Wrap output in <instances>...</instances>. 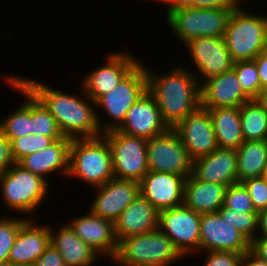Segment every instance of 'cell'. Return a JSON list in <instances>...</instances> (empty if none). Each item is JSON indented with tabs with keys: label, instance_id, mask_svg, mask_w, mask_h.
<instances>
[{
	"label": "cell",
	"instance_id": "1",
	"mask_svg": "<svg viewBox=\"0 0 267 266\" xmlns=\"http://www.w3.org/2000/svg\"><path fill=\"white\" fill-rule=\"evenodd\" d=\"M12 75L52 114L64 137L83 139L102 136L97 109L93 107L96 103L83 88L80 98L59 89L55 90V87L53 89L44 82Z\"/></svg>",
	"mask_w": 267,
	"mask_h": 266
},
{
	"label": "cell",
	"instance_id": "2",
	"mask_svg": "<svg viewBox=\"0 0 267 266\" xmlns=\"http://www.w3.org/2000/svg\"><path fill=\"white\" fill-rule=\"evenodd\" d=\"M150 70L146 67L148 91L156 99L163 121L174 128L201 106L200 83L181 63L164 74Z\"/></svg>",
	"mask_w": 267,
	"mask_h": 266
},
{
	"label": "cell",
	"instance_id": "3",
	"mask_svg": "<svg viewBox=\"0 0 267 266\" xmlns=\"http://www.w3.org/2000/svg\"><path fill=\"white\" fill-rule=\"evenodd\" d=\"M67 178H77L93 189L114 177L111 150L103 136L72 139Z\"/></svg>",
	"mask_w": 267,
	"mask_h": 266
},
{
	"label": "cell",
	"instance_id": "4",
	"mask_svg": "<svg viewBox=\"0 0 267 266\" xmlns=\"http://www.w3.org/2000/svg\"><path fill=\"white\" fill-rule=\"evenodd\" d=\"M243 6L231 13L224 39L233 62L253 60L267 49V16L250 14Z\"/></svg>",
	"mask_w": 267,
	"mask_h": 266
},
{
	"label": "cell",
	"instance_id": "5",
	"mask_svg": "<svg viewBox=\"0 0 267 266\" xmlns=\"http://www.w3.org/2000/svg\"><path fill=\"white\" fill-rule=\"evenodd\" d=\"M49 186L48 181L24 169L18 163L0 175L2 203L9 210L19 212L27 218L34 219L31 215L46 200L50 193Z\"/></svg>",
	"mask_w": 267,
	"mask_h": 266
},
{
	"label": "cell",
	"instance_id": "6",
	"mask_svg": "<svg viewBox=\"0 0 267 266\" xmlns=\"http://www.w3.org/2000/svg\"><path fill=\"white\" fill-rule=\"evenodd\" d=\"M179 258L184 259L160 229L120 240L114 257L130 266H172Z\"/></svg>",
	"mask_w": 267,
	"mask_h": 266
},
{
	"label": "cell",
	"instance_id": "7",
	"mask_svg": "<svg viewBox=\"0 0 267 266\" xmlns=\"http://www.w3.org/2000/svg\"><path fill=\"white\" fill-rule=\"evenodd\" d=\"M147 90L146 65L140 61L110 92L96 102V108L104 110V114L110 119L102 121L97 112L101 132L117 130L123 124L127 111Z\"/></svg>",
	"mask_w": 267,
	"mask_h": 266
},
{
	"label": "cell",
	"instance_id": "8",
	"mask_svg": "<svg viewBox=\"0 0 267 266\" xmlns=\"http://www.w3.org/2000/svg\"><path fill=\"white\" fill-rule=\"evenodd\" d=\"M234 9L183 7L166 11V19L176 39L185 44L197 37H224L228 19Z\"/></svg>",
	"mask_w": 267,
	"mask_h": 266
},
{
	"label": "cell",
	"instance_id": "9",
	"mask_svg": "<svg viewBox=\"0 0 267 266\" xmlns=\"http://www.w3.org/2000/svg\"><path fill=\"white\" fill-rule=\"evenodd\" d=\"M102 136L111 150L114 177L139 183L149 171L147 139L127 135L118 130L105 132Z\"/></svg>",
	"mask_w": 267,
	"mask_h": 266
},
{
	"label": "cell",
	"instance_id": "10",
	"mask_svg": "<svg viewBox=\"0 0 267 266\" xmlns=\"http://www.w3.org/2000/svg\"><path fill=\"white\" fill-rule=\"evenodd\" d=\"M149 171L171 173L185 179L192 174V160L173 128L147 139Z\"/></svg>",
	"mask_w": 267,
	"mask_h": 266
},
{
	"label": "cell",
	"instance_id": "11",
	"mask_svg": "<svg viewBox=\"0 0 267 266\" xmlns=\"http://www.w3.org/2000/svg\"><path fill=\"white\" fill-rule=\"evenodd\" d=\"M200 222L201 214L182 204L160 211L159 229L173 242L181 255L186 257L199 254Z\"/></svg>",
	"mask_w": 267,
	"mask_h": 266
},
{
	"label": "cell",
	"instance_id": "12",
	"mask_svg": "<svg viewBox=\"0 0 267 266\" xmlns=\"http://www.w3.org/2000/svg\"><path fill=\"white\" fill-rule=\"evenodd\" d=\"M184 45L189 50L192 63L196 66L198 75L197 72L193 74L200 84L210 77L233 69L234 62L224 37H197L190 39Z\"/></svg>",
	"mask_w": 267,
	"mask_h": 266
},
{
	"label": "cell",
	"instance_id": "13",
	"mask_svg": "<svg viewBox=\"0 0 267 266\" xmlns=\"http://www.w3.org/2000/svg\"><path fill=\"white\" fill-rule=\"evenodd\" d=\"M132 55L126 50L108 54L106 63L91 70L83 77L81 88L96 103L139 63V60Z\"/></svg>",
	"mask_w": 267,
	"mask_h": 266
},
{
	"label": "cell",
	"instance_id": "14",
	"mask_svg": "<svg viewBox=\"0 0 267 266\" xmlns=\"http://www.w3.org/2000/svg\"><path fill=\"white\" fill-rule=\"evenodd\" d=\"M192 161L218 148L208 109L199 107L174 128Z\"/></svg>",
	"mask_w": 267,
	"mask_h": 266
},
{
	"label": "cell",
	"instance_id": "15",
	"mask_svg": "<svg viewBox=\"0 0 267 266\" xmlns=\"http://www.w3.org/2000/svg\"><path fill=\"white\" fill-rule=\"evenodd\" d=\"M250 250V241L219 212L201 214L199 252L231 251L244 254Z\"/></svg>",
	"mask_w": 267,
	"mask_h": 266
},
{
	"label": "cell",
	"instance_id": "16",
	"mask_svg": "<svg viewBox=\"0 0 267 266\" xmlns=\"http://www.w3.org/2000/svg\"><path fill=\"white\" fill-rule=\"evenodd\" d=\"M97 195L90 211L113 224L119 215L140 195V184L136 181L113 177L104 185L95 187Z\"/></svg>",
	"mask_w": 267,
	"mask_h": 266
},
{
	"label": "cell",
	"instance_id": "17",
	"mask_svg": "<svg viewBox=\"0 0 267 266\" xmlns=\"http://www.w3.org/2000/svg\"><path fill=\"white\" fill-rule=\"evenodd\" d=\"M168 129L156 99L147 90L127 111L123 124L117 130L127 135L150 139Z\"/></svg>",
	"mask_w": 267,
	"mask_h": 266
},
{
	"label": "cell",
	"instance_id": "18",
	"mask_svg": "<svg viewBox=\"0 0 267 266\" xmlns=\"http://www.w3.org/2000/svg\"><path fill=\"white\" fill-rule=\"evenodd\" d=\"M71 222V223H70ZM69 225L75 234L87 243L98 254L99 258L112 259L118 249V242L114 234V224L94 215L90 210L84 216L71 219Z\"/></svg>",
	"mask_w": 267,
	"mask_h": 266
},
{
	"label": "cell",
	"instance_id": "19",
	"mask_svg": "<svg viewBox=\"0 0 267 266\" xmlns=\"http://www.w3.org/2000/svg\"><path fill=\"white\" fill-rule=\"evenodd\" d=\"M184 183L183 176L148 171L139 182L140 194L161 211L183 204Z\"/></svg>",
	"mask_w": 267,
	"mask_h": 266
},
{
	"label": "cell",
	"instance_id": "20",
	"mask_svg": "<svg viewBox=\"0 0 267 266\" xmlns=\"http://www.w3.org/2000/svg\"><path fill=\"white\" fill-rule=\"evenodd\" d=\"M201 107H240L251 99L244 93L235 71L213 76L200 84Z\"/></svg>",
	"mask_w": 267,
	"mask_h": 266
},
{
	"label": "cell",
	"instance_id": "21",
	"mask_svg": "<svg viewBox=\"0 0 267 266\" xmlns=\"http://www.w3.org/2000/svg\"><path fill=\"white\" fill-rule=\"evenodd\" d=\"M237 153L235 149L217 148L209 155L192 161V176L202 182L224 186L237 183Z\"/></svg>",
	"mask_w": 267,
	"mask_h": 266
},
{
	"label": "cell",
	"instance_id": "22",
	"mask_svg": "<svg viewBox=\"0 0 267 266\" xmlns=\"http://www.w3.org/2000/svg\"><path fill=\"white\" fill-rule=\"evenodd\" d=\"M50 244L49 226L28 218L20 227L8 261L16 266H32Z\"/></svg>",
	"mask_w": 267,
	"mask_h": 266
},
{
	"label": "cell",
	"instance_id": "23",
	"mask_svg": "<svg viewBox=\"0 0 267 266\" xmlns=\"http://www.w3.org/2000/svg\"><path fill=\"white\" fill-rule=\"evenodd\" d=\"M160 211L141 194L119 215L114 223L117 242L159 229Z\"/></svg>",
	"mask_w": 267,
	"mask_h": 266
},
{
	"label": "cell",
	"instance_id": "24",
	"mask_svg": "<svg viewBox=\"0 0 267 266\" xmlns=\"http://www.w3.org/2000/svg\"><path fill=\"white\" fill-rule=\"evenodd\" d=\"M71 141L72 139L67 137L57 139L46 148L25 156L18 164L46 181L48 175L55 172H61L62 177H67Z\"/></svg>",
	"mask_w": 267,
	"mask_h": 266
},
{
	"label": "cell",
	"instance_id": "25",
	"mask_svg": "<svg viewBox=\"0 0 267 266\" xmlns=\"http://www.w3.org/2000/svg\"><path fill=\"white\" fill-rule=\"evenodd\" d=\"M57 231L50 230V243L62 255L66 266H93L98 253L82 241L69 224H60Z\"/></svg>",
	"mask_w": 267,
	"mask_h": 266
},
{
	"label": "cell",
	"instance_id": "26",
	"mask_svg": "<svg viewBox=\"0 0 267 266\" xmlns=\"http://www.w3.org/2000/svg\"><path fill=\"white\" fill-rule=\"evenodd\" d=\"M226 188L222 184L202 182L189 175L184 183L183 204L199 214L218 212L224 205Z\"/></svg>",
	"mask_w": 267,
	"mask_h": 266
},
{
	"label": "cell",
	"instance_id": "27",
	"mask_svg": "<svg viewBox=\"0 0 267 266\" xmlns=\"http://www.w3.org/2000/svg\"><path fill=\"white\" fill-rule=\"evenodd\" d=\"M219 148L237 150L244 142L241 129L240 107L208 109Z\"/></svg>",
	"mask_w": 267,
	"mask_h": 266
},
{
	"label": "cell",
	"instance_id": "28",
	"mask_svg": "<svg viewBox=\"0 0 267 266\" xmlns=\"http://www.w3.org/2000/svg\"><path fill=\"white\" fill-rule=\"evenodd\" d=\"M8 86L13 87L25 98L20 106L0 121V131L10 140L31 134V93L24 88L12 74L2 77Z\"/></svg>",
	"mask_w": 267,
	"mask_h": 266
},
{
	"label": "cell",
	"instance_id": "29",
	"mask_svg": "<svg viewBox=\"0 0 267 266\" xmlns=\"http://www.w3.org/2000/svg\"><path fill=\"white\" fill-rule=\"evenodd\" d=\"M237 183L262 177L267 171V140L244 141L236 150Z\"/></svg>",
	"mask_w": 267,
	"mask_h": 266
},
{
	"label": "cell",
	"instance_id": "30",
	"mask_svg": "<svg viewBox=\"0 0 267 266\" xmlns=\"http://www.w3.org/2000/svg\"><path fill=\"white\" fill-rule=\"evenodd\" d=\"M240 119L244 141L267 140V112L257 99L240 106Z\"/></svg>",
	"mask_w": 267,
	"mask_h": 266
},
{
	"label": "cell",
	"instance_id": "31",
	"mask_svg": "<svg viewBox=\"0 0 267 266\" xmlns=\"http://www.w3.org/2000/svg\"><path fill=\"white\" fill-rule=\"evenodd\" d=\"M31 134L63 138V134L52 114L31 94Z\"/></svg>",
	"mask_w": 267,
	"mask_h": 266
},
{
	"label": "cell",
	"instance_id": "32",
	"mask_svg": "<svg viewBox=\"0 0 267 266\" xmlns=\"http://www.w3.org/2000/svg\"><path fill=\"white\" fill-rule=\"evenodd\" d=\"M222 219L241 232L250 242L256 238L258 230V213L237 212L222 206L218 210Z\"/></svg>",
	"mask_w": 267,
	"mask_h": 266
},
{
	"label": "cell",
	"instance_id": "33",
	"mask_svg": "<svg viewBox=\"0 0 267 266\" xmlns=\"http://www.w3.org/2000/svg\"><path fill=\"white\" fill-rule=\"evenodd\" d=\"M233 70L238 76L244 93L250 99H257L261 92L258 70L254 60L239 61L233 64Z\"/></svg>",
	"mask_w": 267,
	"mask_h": 266
},
{
	"label": "cell",
	"instance_id": "34",
	"mask_svg": "<svg viewBox=\"0 0 267 266\" xmlns=\"http://www.w3.org/2000/svg\"><path fill=\"white\" fill-rule=\"evenodd\" d=\"M27 219L25 216L24 218H17L16 216H2L0 218V263L8 261L18 231Z\"/></svg>",
	"mask_w": 267,
	"mask_h": 266
},
{
	"label": "cell",
	"instance_id": "35",
	"mask_svg": "<svg viewBox=\"0 0 267 266\" xmlns=\"http://www.w3.org/2000/svg\"><path fill=\"white\" fill-rule=\"evenodd\" d=\"M55 140L40 134H30L11 141L12 155L16 163L27 155L46 148Z\"/></svg>",
	"mask_w": 267,
	"mask_h": 266
},
{
	"label": "cell",
	"instance_id": "36",
	"mask_svg": "<svg viewBox=\"0 0 267 266\" xmlns=\"http://www.w3.org/2000/svg\"><path fill=\"white\" fill-rule=\"evenodd\" d=\"M223 206L239 213H258L243 183H235L227 186Z\"/></svg>",
	"mask_w": 267,
	"mask_h": 266
},
{
	"label": "cell",
	"instance_id": "37",
	"mask_svg": "<svg viewBox=\"0 0 267 266\" xmlns=\"http://www.w3.org/2000/svg\"><path fill=\"white\" fill-rule=\"evenodd\" d=\"M166 4L167 11L176 10L183 7H193L198 9H224L236 8L237 5L232 0H161Z\"/></svg>",
	"mask_w": 267,
	"mask_h": 266
},
{
	"label": "cell",
	"instance_id": "38",
	"mask_svg": "<svg viewBox=\"0 0 267 266\" xmlns=\"http://www.w3.org/2000/svg\"><path fill=\"white\" fill-rule=\"evenodd\" d=\"M244 186L249 192L252 203L257 212L267 209V184L265 177H257L245 180Z\"/></svg>",
	"mask_w": 267,
	"mask_h": 266
},
{
	"label": "cell",
	"instance_id": "39",
	"mask_svg": "<svg viewBox=\"0 0 267 266\" xmlns=\"http://www.w3.org/2000/svg\"><path fill=\"white\" fill-rule=\"evenodd\" d=\"M207 253V254H206ZM202 266H240L243 254L231 251H205Z\"/></svg>",
	"mask_w": 267,
	"mask_h": 266
},
{
	"label": "cell",
	"instance_id": "40",
	"mask_svg": "<svg viewBox=\"0 0 267 266\" xmlns=\"http://www.w3.org/2000/svg\"><path fill=\"white\" fill-rule=\"evenodd\" d=\"M16 161L12 155L11 141L0 131V175L5 173Z\"/></svg>",
	"mask_w": 267,
	"mask_h": 266
},
{
	"label": "cell",
	"instance_id": "41",
	"mask_svg": "<svg viewBox=\"0 0 267 266\" xmlns=\"http://www.w3.org/2000/svg\"><path fill=\"white\" fill-rule=\"evenodd\" d=\"M32 266H66L62 255L50 243L44 253L32 264Z\"/></svg>",
	"mask_w": 267,
	"mask_h": 266
},
{
	"label": "cell",
	"instance_id": "42",
	"mask_svg": "<svg viewBox=\"0 0 267 266\" xmlns=\"http://www.w3.org/2000/svg\"><path fill=\"white\" fill-rule=\"evenodd\" d=\"M261 84V91L267 89V49L260 52L254 59Z\"/></svg>",
	"mask_w": 267,
	"mask_h": 266
},
{
	"label": "cell",
	"instance_id": "43",
	"mask_svg": "<svg viewBox=\"0 0 267 266\" xmlns=\"http://www.w3.org/2000/svg\"><path fill=\"white\" fill-rule=\"evenodd\" d=\"M250 251L258 258L267 262V239L254 238L250 242Z\"/></svg>",
	"mask_w": 267,
	"mask_h": 266
},
{
	"label": "cell",
	"instance_id": "44",
	"mask_svg": "<svg viewBox=\"0 0 267 266\" xmlns=\"http://www.w3.org/2000/svg\"><path fill=\"white\" fill-rule=\"evenodd\" d=\"M240 266H267V262L248 250L243 254Z\"/></svg>",
	"mask_w": 267,
	"mask_h": 266
},
{
	"label": "cell",
	"instance_id": "45",
	"mask_svg": "<svg viewBox=\"0 0 267 266\" xmlns=\"http://www.w3.org/2000/svg\"><path fill=\"white\" fill-rule=\"evenodd\" d=\"M256 238L267 239V209L258 212V230ZM259 234V235H258Z\"/></svg>",
	"mask_w": 267,
	"mask_h": 266
},
{
	"label": "cell",
	"instance_id": "46",
	"mask_svg": "<svg viewBox=\"0 0 267 266\" xmlns=\"http://www.w3.org/2000/svg\"><path fill=\"white\" fill-rule=\"evenodd\" d=\"M257 101L263 106L264 110L267 112V89L260 92Z\"/></svg>",
	"mask_w": 267,
	"mask_h": 266
},
{
	"label": "cell",
	"instance_id": "47",
	"mask_svg": "<svg viewBox=\"0 0 267 266\" xmlns=\"http://www.w3.org/2000/svg\"><path fill=\"white\" fill-rule=\"evenodd\" d=\"M0 266H16V265L11 263V262H9V261H7V262L0 263Z\"/></svg>",
	"mask_w": 267,
	"mask_h": 266
},
{
	"label": "cell",
	"instance_id": "48",
	"mask_svg": "<svg viewBox=\"0 0 267 266\" xmlns=\"http://www.w3.org/2000/svg\"><path fill=\"white\" fill-rule=\"evenodd\" d=\"M237 6H242V3L245 2V0H232ZM243 1V2H242Z\"/></svg>",
	"mask_w": 267,
	"mask_h": 266
},
{
	"label": "cell",
	"instance_id": "49",
	"mask_svg": "<svg viewBox=\"0 0 267 266\" xmlns=\"http://www.w3.org/2000/svg\"><path fill=\"white\" fill-rule=\"evenodd\" d=\"M113 261V263H116L117 266H130V265H126V264H120L118 263L114 258L110 259Z\"/></svg>",
	"mask_w": 267,
	"mask_h": 266
},
{
	"label": "cell",
	"instance_id": "50",
	"mask_svg": "<svg viewBox=\"0 0 267 266\" xmlns=\"http://www.w3.org/2000/svg\"><path fill=\"white\" fill-rule=\"evenodd\" d=\"M264 177H265V182H266V184H267V171H266Z\"/></svg>",
	"mask_w": 267,
	"mask_h": 266
}]
</instances>
